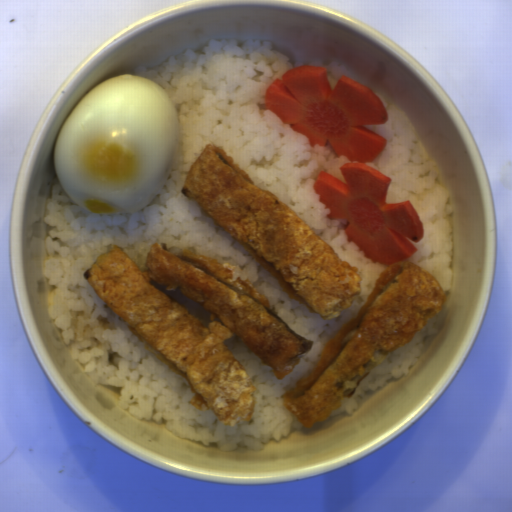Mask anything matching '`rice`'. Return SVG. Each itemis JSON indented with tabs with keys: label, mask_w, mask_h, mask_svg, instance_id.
<instances>
[{
	"label": "rice",
	"mask_w": 512,
	"mask_h": 512,
	"mask_svg": "<svg viewBox=\"0 0 512 512\" xmlns=\"http://www.w3.org/2000/svg\"><path fill=\"white\" fill-rule=\"evenodd\" d=\"M150 285L157 288L158 290H160L161 292L166 294L169 298H171L172 300H174L175 302H177L178 304L183 306L190 315L201 320L207 326L209 325V323H210L209 311H207L206 309H204L200 305L196 304L195 302H193L189 298L185 297L184 295H182L181 293H179L176 290H166L164 288V286L161 285L160 283H158L157 281L150 280Z\"/></svg>",
	"instance_id": "4"
},
{
	"label": "rice",
	"mask_w": 512,
	"mask_h": 512,
	"mask_svg": "<svg viewBox=\"0 0 512 512\" xmlns=\"http://www.w3.org/2000/svg\"><path fill=\"white\" fill-rule=\"evenodd\" d=\"M449 307L444 303L433 318L412 338L390 353L362 380L348 399L330 415H352L357 410V400L366 392H372L389 381H398L408 374L415 362L431 347L443 330Z\"/></svg>",
	"instance_id": "3"
},
{
	"label": "rice",
	"mask_w": 512,
	"mask_h": 512,
	"mask_svg": "<svg viewBox=\"0 0 512 512\" xmlns=\"http://www.w3.org/2000/svg\"><path fill=\"white\" fill-rule=\"evenodd\" d=\"M307 66H324L327 69L328 72V78L329 82L332 86L337 83V81L340 79V77H346L353 80L352 74L349 69H347L345 66L340 64L339 62H330L328 64H325L322 60H313L310 61Z\"/></svg>",
	"instance_id": "5"
},
{
	"label": "rice",
	"mask_w": 512,
	"mask_h": 512,
	"mask_svg": "<svg viewBox=\"0 0 512 512\" xmlns=\"http://www.w3.org/2000/svg\"><path fill=\"white\" fill-rule=\"evenodd\" d=\"M295 68L270 42L210 40L154 67L137 66L129 76L150 79L171 97L177 114L176 150L161 192L141 210L92 213L74 203L58 175L46 201L44 276L54 289L48 306L57 331L82 369L96 384L119 390L117 405L131 417L163 424L178 437L220 452L258 450L302 428L283 398L306 378L333 338L354 318L389 264L375 263L349 241L347 221L330 218L315 193L324 171L344 181L338 156L329 142L309 139L270 112V84ZM214 143L256 184L294 210L346 262L356 265L363 287L339 317L325 319L289 297L272 276L201 206L181 193L192 162ZM175 253L192 252L238 266L292 330L312 339L313 349L283 379L237 338L225 346L247 372L256 395L251 421L227 426L214 413L195 410L186 381L161 363L101 301L85 272L103 251L119 246L146 271L149 248L157 242Z\"/></svg>",
	"instance_id": "1"
},
{
	"label": "rice",
	"mask_w": 512,
	"mask_h": 512,
	"mask_svg": "<svg viewBox=\"0 0 512 512\" xmlns=\"http://www.w3.org/2000/svg\"><path fill=\"white\" fill-rule=\"evenodd\" d=\"M389 116L384 125L365 126L385 140L386 147L368 167L390 177L386 203L407 200L423 230L415 253L407 260L430 273L444 294L452 287L454 229L449 193L426 147L412 129L404 111L391 105L386 96L375 94Z\"/></svg>",
	"instance_id": "2"
}]
</instances>
